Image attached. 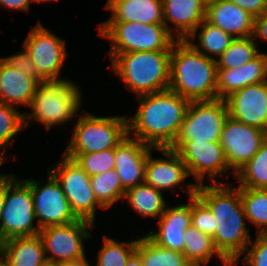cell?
Returning <instances> with one entry per match:
<instances>
[{
  "label": "cell",
  "instance_id": "1",
  "mask_svg": "<svg viewBox=\"0 0 267 266\" xmlns=\"http://www.w3.org/2000/svg\"><path fill=\"white\" fill-rule=\"evenodd\" d=\"M195 195L210 209L215 218L213 242L216 249L235 266L252 241L245 224L246 215L240 197V187L223 183L212 186L202 184L197 186Z\"/></svg>",
  "mask_w": 267,
  "mask_h": 266
},
{
  "label": "cell",
  "instance_id": "2",
  "mask_svg": "<svg viewBox=\"0 0 267 266\" xmlns=\"http://www.w3.org/2000/svg\"><path fill=\"white\" fill-rule=\"evenodd\" d=\"M134 117L127 118L128 135L155 148L170 147L179 133L190 100L170 89L138 97ZM132 131V132H131Z\"/></svg>",
  "mask_w": 267,
  "mask_h": 266
},
{
  "label": "cell",
  "instance_id": "3",
  "mask_svg": "<svg viewBox=\"0 0 267 266\" xmlns=\"http://www.w3.org/2000/svg\"><path fill=\"white\" fill-rule=\"evenodd\" d=\"M169 89L190 101L217 99V62L187 40H176L170 59Z\"/></svg>",
  "mask_w": 267,
  "mask_h": 266
},
{
  "label": "cell",
  "instance_id": "4",
  "mask_svg": "<svg viewBox=\"0 0 267 266\" xmlns=\"http://www.w3.org/2000/svg\"><path fill=\"white\" fill-rule=\"evenodd\" d=\"M172 51L108 53L111 68L137 96L169 89Z\"/></svg>",
  "mask_w": 267,
  "mask_h": 266
},
{
  "label": "cell",
  "instance_id": "5",
  "mask_svg": "<svg viewBox=\"0 0 267 266\" xmlns=\"http://www.w3.org/2000/svg\"><path fill=\"white\" fill-rule=\"evenodd\" d=\"M80 88L71 80H44L37 85L29 107L31 113H24L25 127L32 119L44 124L47 130L54 125L68 122L81 103Z\"/></svg>",
  "mask_w": 267,
  "mask_h": 266
},
{
  "label": "cell",
  "instance_id": "6",
  "mask_svg": "<svg viewBox=\"0 0 267 266\" xmlns=\"http://www.w3.org/2000/svg\"><path fill=\"white\" fill-rule=\"evenodd\" d=\"M100 24L97 28L99 35L112 42L109 53L172 51L176 41L165 24L141 22H101Z\"/></svg>",
  "mask_w": 267,
  "mask_h": 266
},
{
  "label": "cell",
  "instance_id": "7",
  "mask_svg": "<svg viewBox=\"0 0 267 266\" xmlns=\"http://www.w3.org/2000/svg\"><path fill=\"white\" fill-rule=\"evenodd\" d=\"M128 135L127 117L80 115L63 154H86L115 148Z\"/></svg>",
  "mask_w": 267,
  "mask_h": 266
},
{
  "label": "cell",
  "instance_id": "8",
  "mask_svg": "<svg viewBox=\"0 0 267 266\" xmlns=\"http://www.w3.org/2000/svg\"><path fill=\"white\" fill-rule=\"evenodd\" d=\"M35 211L30 185L16 180L8 185L0 219V243L13 237L35 236L41 230L34 226Z\"/></svg>",
  "mask_w": 267,
  "mask_h": 266
},
{
  "label": "cell",
  "instance_id": "9",
  "mask_svg": "<svg viewBox=\"0 0 267 266\" xmlns=\"http://www.w3.org/2000/svg\"><path fill=\"white\" fill-rule=\"evenodd\" d=\"M228 116L226 100L191 101L175 142H219Z\"/></svg>",
  "mask_w": 267,
  "mask_h": 266
},
{
  "label": "cell",
  "instance_id": "10",
  "mask_svg": "<svg viewBox=\"0 0 267 266\" xmlns=\"http://www.w3.org/2000/svg\"><path fill=\"white\" fill-rule=\"evenodd\" d=\"M49 169L60 183L69 202L71 211L77 219L95 224V212L98 207L104 209L95 198L90 176L67 156Z\"/></svg>",
  "mask_w": 267,
  "mask_h": 266
},
{
  "label": "cell",
  "instance_id": "11",
  "mask_svg": "<svg viewBox=\"0 0 267 266\" xmlns=\"http://www.w3.org/2000/svg\"><path fill=\"white\" fill-rule=\"evenodd\" d=\"M94 226L93 223L78 219L72 223L42 228L39 236L43 242L46 260L63 264L85 259L83 240L92 236L88 229L93 230ZM47 253L52 255L47 256Z\"/></svg>",
  "mask_w": 267,
  "mask_h": 266
},
{
  "label": "cell",
  "instance_id": "12",
  "mask_svg": "<svg viewBox=\"0 0 267 266\" xmlns=\"http://www.w3.org/2000/svg\"><path fill=\"white\" fill-rule=\"evenodd\" d=\"M169 148L175 150L186 165L189 176H194L198 185H202L207 174L208 181H216V177L224 172L229 178L230 167L220 142H174Z\"/></svg>",
  "mask_w": 267,
  "mask_h": 266
},
{
  "label": "cell",
  "instance_id": "13",
  "mask_svg": "<svg viewBox=\"0 0 267 266\" xmlns=\"http://www.w3.org/2000/svg\"><path fill=\"white\" fill-rule=\"evenodd\" d=\"M66 42L47 30L40 21L31 28L23 46L28 50L38 74L44 80H60L67 57Z\"/></svg>",
  "mask_w": 267,
  "mask_h": 266
},
{
  "label": "cell",
  "instance_id": "14",
  "mask_svg": "<svg viewBox=\"0 0 267 266\" xmlns=\"http://www.w3.org/2000/svg\"><path fill=\"white\" fill-rule=\"evenodd\" d=\"M267 132L249 126L228 116L220 136L226 161L235 173L241 169L261 148Z\"/></svg>",
  "mask_w": 267,
  "mask_h": 266
},
{
  "label": "cell",
  "instance_id": "15",
  "mask_svg": "<svg viewBox=\"0 0 267 266\" xmlns=\"http://www.w3.org/2000/svg\"><path fill=\"white\" fill-rule=\"evenodd\" d=\"M48 181L44 186L34 179H26L30 185L34 201L35 217L40 229L52 226L72 223L78 219L71 211L69 202L63 192L60 183L48 172Z\"/></svg>",
  "mask_w": 267,
  "mask_h": 266
},
{
  "label": "cell",
  "instance_id": "16",
  "mask_svg": "<svg viewBox=\"0 0 267 266\" xmlns=\"http://www.w3.org/2000/svg\"><path fill=\"white\" fill-rule=\"evenodd\" d=\"M187 187L189 204L167 206L158 219V232L150 231L147 234L157 245L180 253H183L185 231L191 225L192 196L195 195L197 185L190 183Z\"/></svg>",
  "mask_w": 267,
  "mask_h": 266
},
{
  "label": "cell",
  "instance_id": "17",
  "mask_svg": "<svg viewBox=\"0 0 267 266\" xmlns=\"http://www.w3.org/2000/svg\"><path fill=\"white\" fill-rule=\"evenodd\" d=\"M225 100L231 118L267 132V81L241 88Z\"/></svg>",
  "mask_w": 267,
  "mask_h": 266
},
{
  "label": "cell",
  "instance_id": "18",
  "mask_svg": "<svg viewBox=\"0 0 267 266\" xmlns=\"http://www.w3.org/2000/svg\"><path fill=\"white\" fill-rule=\"evenodd\" d=\"M152 148L130 135L115 147V170L126 190L145 182V165Z\"/></svg>",
  "mask_w": 267,
  "mask_h": 266
},
{
  "label": "cell",
  "instance_id": "19",
  "mask_svg": "<svg viewBox=\"0 0 267 266\" xmlns=\"http://www.w3.org/2000/svg\"><path fill=\"white\" fill-rule=\"evenodd\" d=\"M155 149L166 158L154 159L151 150L149 151L145 165V183L160 191L172 188L171 193L176 186L183 187V181L190 176L180 155L169 147Z\"/></svg>",
  "mask_w": 267,
  "mask_h": 266
},
{
  "label": "cell",
  "instance_id": "20",
  "mask_svg": "<svg viewBox=\"0 0 267 266\" xmlns=\"http://www.w3.org/2000/svg\"><path fill=\"white\" fill-rule=\"evenodd\" d=\"M164 24L172 34L167 21L173 23L177 40L196 38L199 25L205 19L206 4L203 0H162Z\"/></svg>",
  "mask_w": 267,
  "mask_h": 266
},
{
  "label": "cell",
  "instance_id": "21",
  "mask_svg": "<svg viewBox=\"0 0 267 266\" xmlns=\"http://www.w3.org/2000/svg\"><path fill=\"white\" fill-rule=\"evenodd\" d=\"M205 20L233 38L253 35L254 17L229 0H217L206 4Z\"/></svg>",
  "mask_w": 267,
  "mask_h": 266
},
{
  "label": "cell",
  "instance_id": "22",
  "mask_svg": "<svg viewBox=\"0 0 267 266\" xmlns=\"http://www.w3.org/2000/svg\"><path fill=\"white\" fill-rule=\"evenodd\" d=\"M267 81V54L259 53L241 67L217 69V99L225 100L248 85Z\"/></svg>",
  "mask_w": 267,
  "mask_h": 266
},
{
  "label": "cell",
  "instance_id": "23",
  "mask_svg": "<svg viewBox=\"0 0 267 266\" xmlns=\"http://www.w3.org/2000/svg\"><path fill=\"white\" fill-rule=\"evenodd\" d=\"M104 8L112 12L104 22L164 24L162 0H107Z\"/></svg>",
  "mask_w": 267,
  "mask_h": 266
},
{
  "label": "cell",
  "instance_id": "24",
  "mask_svg": "<svg viewBox=\"0 0 267 266\" xmlns=\"http://www.w3.org/2000/svg\"><path fill=\"white\" fill-rule=\"evenodd\" d=\"M38 83L0 58V103L30 106Z\"/></svg>",
  "mask_w": 267,
  "mask_h": 266
},
{
  "label": "cell",
  "instance_id": "25",
  "mask_svg": "<svg viewBox=\"0 0 267 266\" xmlns=\"http://www.w3.org/2000/svg\"><path fill=\"white\" fill-rule=\"evenodd\" d=\"M0 255L7 266H41L46 261L39 234L6 239L0 243Z\"/></svg>",
  "mask_w": 267,
  "mask_h": 266
},
{
  "label": "cell",
  "instance_id": "26",
  "mask_svg": "<svg viewBox=\"0 0 267 266\" xmlns=\"http://www.w3.org/2000/svg\"><path fill=\"white\" fill-rule=\"evenodd\" d=\"M183 254L193 266H205L213 255L220 258L224 266H232L216 249L213 238L192 225L185 231Z\"/></svg>",
  "mask_w": 267,
  "mask_h": 266
},
{
  "label": "cell",
  "instance_id": "27",
  "mask_svg": "<svg viewBox=\"0 0 267 266\" xmlns=\"http://www.w3.org/2000/svg\"><path fill=\"white\" fill-rule=\"evenodd\" d=\"M124 199H127L132 209L142 217L159 218L167 207L163 191L145 182L127 189Z\"/></svg>",
  "mask_w": 267,
  "mask_h": 266
},
{
  "label": "cell",
  "instance_id": "28",
  "mask_svg": "<svg viewBox=\"0 0 267 266\" xmlns=\"http://www.w3.org/2000/svg\"><path fill=\"white\" fill-rule=\"evenodd\" d=\"M136 252L143 266H193L183 253L163 248L147 235L138 238Z\"/></svg>",
  "mask_w": 267,
  "mask_h": 266
},
{
  "label": "cell",
  "instance_id": "29",
  "mask_svg": "<svg viewBox=\"0 0 267 266\" xmlns=\"http://www.w3.org/2000/svg\"><path fill=\"white\" fill-rule=\"evenodd\" d=\"M234 178L239 180L240 188L267 189V139Z\"/></svg>",
  "mask_w": 267,
  "mask_h": 266
},
{
  "label": "cell",
  "instance_id": "30",
  "mask_svg": "<svg viewBox=\"0 0 267 266\" xmlns=\"http://www.w3.org/2000/svg\"><path fill=\"white\" fill-rule=\"evenodd\" d=\"M200 26V32L197 33V39L199 40L198 45L193 43V41H190V39L186 40L197 51L204 54L208 58L215 59V56H218L217 58H219L235 39L230 34H227L219 27L207 22L205 19L201 22L199 27Z\"/></svg>",
  "mask_w": 267,
  "mask_h": 266
},
{
  "label": "cell",
  "instance_id": "31",
  "mask_svg": "<svg viewBox=\"0 0 267 266\" xmlns=\"http://www.w3.org/2000/svg\"><path fill=\"white\" fill-rule=\"evenodd\" d=\"M90 180L95 198L104 209L124 198L126 189L115 169L91 176Z\"/></svg>",
  "mask_w": 267,
  "mask_h": 266
},
{
  "label": "cell",
  "instance_id": "32",
  "mask_svg": "<svg viewBox=\"0 0 267 266\" xmlns=\"http://www.w3.org/2000/svg\"><path fill=\"white\" fill-rule=\"evenodd\" d=\"M246 219L257 226L258 234H267V189L240 188Z\"/></svg>",
  "mask_w": 267,
  "mask_h": 266
},
{
  "label": "cell",
  "instance_id": "33",
  "mask_svg": "<svg viewBox=\"0 0 267 266\" xmlns=\"http://www.w3.org/2000/svg\"><path fill=\"white\" fill-rule=\"evenodd\" d=\"M253 37L235 38L230 46L216 59L217 69H233L245 65L261 51Z\"/></svg>",
  "mask_w": 267,
  "mask_h": 266
},
{
  "label": "cell",
  "instance_id": "34",
  "mask_svg": "<svg viewBox=\"0 0 267 266\" xmlns=\"http://www.w3.org/2000/svg\"><path fill=\"white\" fill-rule=\"evenodd\" d=\"M103 239L96 266H125L129 257L136 251L137 240L119 243L108 236Z\"/></svg>",
  "mask_w": 267,
  "mask_h": 266
},
{
  "label": "cell",
  "instance_id": "35",
  "mask_svg": "<svg viewBox=\"0 0 267 266\" xmlns=\"http://www.w3.org/2000/svg\"><path fill=\"white\" fill-rule=\"evenodd\" d=\"M74 161L90 177L115 169V148L86 154H63Z\"/></svg>",
  "mask_w": 267,
  "mask_h": 266
},
{
  "label": "cell",
  "instance_id": "36",
  "mask_svg": "<svg viewBox=\"0 0 267 266\" xmlns=\"http://www.w3.org/2000/svg\"><path fill=\"white\" fill-rule=\"evenodd\" d=\"M24 127V113L16 110L14 105L0 103V147H3V153L6 146H10V142L13 143L14 136Z\"/></svg>",
  "mask_w": 267,
  "mask_h": 266
},
{
  "label": "cell",
  "instance_id": "37",
  "mask_svg": "<svg viewBox=\"0 0 267 266\" xmlns=\"http://www.w3.org/2000/svg\"><path fill=\"white\" fill-rule=\"evenodd\" d=\"M214 220L210 209L196 195L192 196L191 225L213 238L215 234Z\"/></svg>",
  "mask_w": 267,
  "mask_h": 266
},
{
  "label": "cell",
  "instance_id": "38",
  "mask_svg": "<svg viewBox=\"0 0 267 266\" xmlns=\"http://www.w3.org/2000/svg\"><path fill=\"white\" fill-rule=\"evenodd\" d=\"M249 245L252 247L246 248L244 263L247 266H267V234L256 233V239Z\"/></svg>",
  "mask_w": 267,
  "mask_h": 266
},
{
  "label": "cell",
  "instance_id": "39",
  "mask_svg": "<svg viewBox=\"0 0 267 266\" xmlns=\"http://www.w3.org/2000/svg\"><path fill=\"white\" fill-rule=\"evenodd\" d=\"M3 59L18 71L23 72L28 77L34 79L38 84L44 81V79L38 74L25 46L21 52L19 51L10 57H3Z\"/></svg>",
  "mask_w": 267,
  "mask_h": 266
},
{
  "label": "cell",
  "instance_id": "40",
  "mask_svg": "<svg viewBox=\"0 0 267 266\" xmlns=\"http://www.w3.org/2000/svg\"><path fill=\"white\" fill-rule=\"evenodd\" d=\"M246 10L254 18L267 10V0H229Z\"/></svg>",
  "mask_w": 267,
  "mask_h": 266
},
{
  "label": "cell",
  "instance_id": "41",
  "mask_svg": "<svg viewBox=\"0 0 267 266\" xmlns=\"http://www.w3.org/2000/svg\"><path fill=\"white\" fill-rule=\"evenodd\" d=\"M253 38L257 39L258 37L263 41L267 42V10L254 18L253 26Z\"/></svg>",
  "mask_w": 267,
  "mask_h": 266
},
{
  "label": "cell",
  "instance_id": "42",
  "mask_svg": "<svg viewBox=\"0 0 267 266\" xmlns=\"http://www.w3.org/2000/svg\"><path fill=\"white\" fill-rule=\"evenodd\" d=\"M30 2L32 0H0V6L29 12Z\"/></svg>",
  "mask_w": 267,
  "mask_h": 266
},
{
  "label": "cell",
  "instance_id": "43",
  "mask_svg": "<svg viewBox=\"0 0 267 266\" xmlns=\"http://www.w3.org/2000/svg\"><path fill=\"white\" fill-rule=\"evenodd\" d=\"M13 174H8L1 182H0V219L2 210L4 208V201L6 197V190L8 188V185L16 178Z\"/></svg>",
  "mask_w": 267,
  "mask_h": 266
},
{
  "label": "cell",
  "instance_id": "44",
  "mask_svg": "<svg viewBox=\"0 0 267 266\" xmlns=\"http://www.w3.org/2000/svg\"><path fill=\"white\" fill-rule=\"evenodd\" d=\"M125 266H143L140 255L135 251L129 257Z\"/></svg>",
  "mask_w": 267,
  "mask_h": 266
},
{
  "label": "cell",
  "instance_id": "45",
  "mask_svg": "<svg viewBox=\"0 0 267 266\" xmlns=\"http://www.w3.org/2000/svg\"><path fill=\"white\" fill-rule=\"evenodd\" d=\"M60 266H92V265H90L88 263V260L85 258L83 260L76 261V262L63 263V264H60Z\"/></svg>",
  "mask_w": 267,
  "mask_h": 266
},
{
  "label": "cell",
  "instance_id": "46",
  "mask_svg": "<svg viewBox=\"0 0 267 266\" xmlns=\"http://www.w3.org/2000/svg\"><path fill=\"white\" fill-rule=\"evenodd\" d=\"M8 157H4V153L1 150L0 152V166L3 164L4 161H6ZM8 174H0V182L7 176Z\"/></svg>",
  "mask_w": 267,
  "mask_h": 266
},
{
  "label": "cell",
  "instance_id": "47",
  "mask_svg": "<svg viewBox=\"0 0 267 266\" xmlns=\"http://www.w3.org/2000/svg\"><path fill=\"white\" fill-rule=\"evenodd\" d=\"M41 266H60V264L46 260Z\"/></svg>",
  "mask_w": 267,
  "mask_h": 266
},
{
  "label": "cell",
  "instance_id": "48",
  "mask_svg": "<svg viewBox=\"0 0 267 266\" xmlns=\"http://www.w3.org/2000/svg\"><path fill=\"white\" fill-rule=\"evenodd\" d=\"M0 266H7L5 259L0 255Z\"/></svg>",
  "mask_w": 267,
  "mask_h": 266
},
{
  "label": "cell",
  "instance_id": "49",
  "mask_svg": "<svg viewBox=\"0 0 267 266\" xmlns=\"http://www.w3.org/2000/svg\"><path fill=\"white\" fill-rule=\"evenodd\" d=\"M48 1L50 2V1H52V0H32V2H39V3H40V2H48Z\"/></svg>",
  "mask_w": 267,
  "mask_h": 266
},
{
  "label": "cell",
  "instance_id": "50",
  "mask_svg": "<svg viewBox=\"0 0 267 266\" xmlns=\"http://www.w3.org/2000/svg\"><path fill=\"white\" fill-rule=\"evenodd\" d=\"M205 2V4H208V3H211V2H214V1H217V0H203Z\"/></svg>",
  "mask_w": 267,
  "mask_h": 266
}]
</instances>
